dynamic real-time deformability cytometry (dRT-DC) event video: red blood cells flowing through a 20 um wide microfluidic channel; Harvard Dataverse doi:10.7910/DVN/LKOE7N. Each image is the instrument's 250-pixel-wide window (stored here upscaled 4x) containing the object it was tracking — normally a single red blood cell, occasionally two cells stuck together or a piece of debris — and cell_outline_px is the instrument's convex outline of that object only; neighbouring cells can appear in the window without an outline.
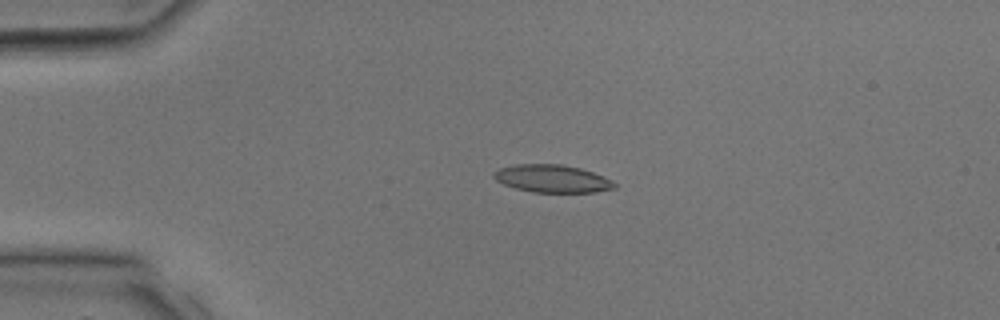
{"species": "common noctule bat (a hibernating species)", "species_latin": "Nyctalus noctula", "temperature_condition": "room temperature", "stored_images_in_passage": 32, "camera_frame_rate_fps": 3000, "um_per_image_px": 0.085, "animal": {"sex": "male", "body_mass_g": 17.9, "forearm_length_mm": 54.2}, "frame": {"image": 1, "passage_image": 7, "time_ms": 2.0, "image_size_px": [1000, 320], "cell_outline_px": [[616, 188], [596, 192], [532, 192], [516, 188], [504, 184], [496, 180], [492, 176], [492, 172], [500, 168], [512, 164], [560, 164], [580, 168], [604, 176], [612, 180], [616, 184]], "centroid_in_image_um": [46.93, 15.18], "position_along_channel_um": 38.1, "area_um2": 19.54}}
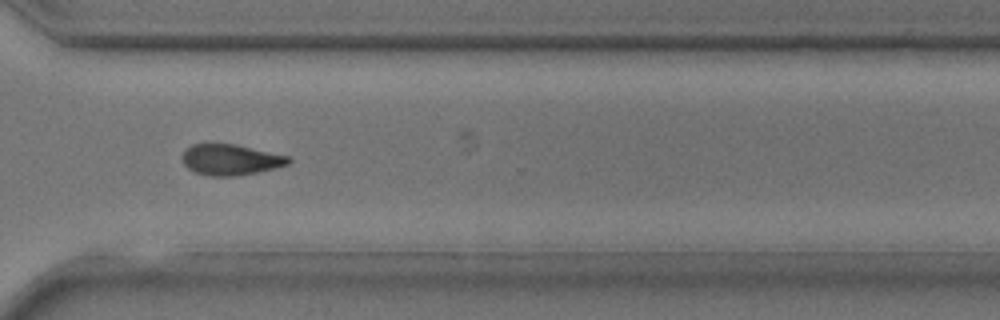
{"frame": {"image": 2, "passage_image": 24, "time_ms": 7.667, "image_size_px": [1000, 320], "cell_outline_px": [[292, 160], [288, 164], [256, 172], [236, 176], [208, 176], [196, 172], [188, 168], [184, 164], [180, 156], [192, 144], [236, 144], [288, 156]], "centroid_in_image_um": [19.57, 13.57], "position_along_channel_um": 351.0, "area_um2": 18.9}}
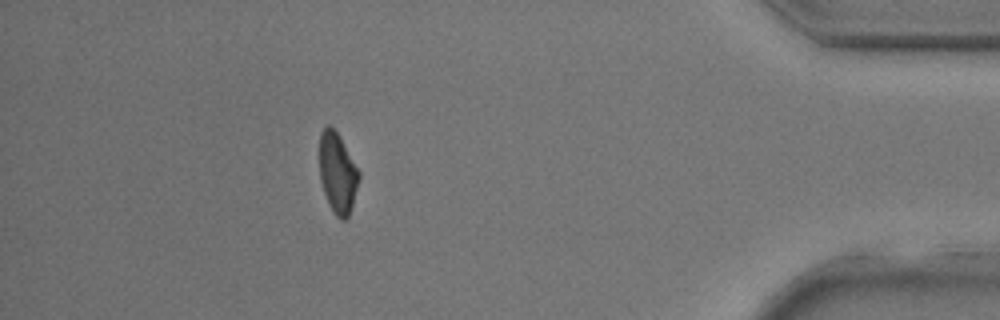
{"frame": {"image": 3, "passage_image": 29, "time_ms": 9.333, "image_size_px": [1000, 320], "cell_outline_px": [[360, 176], [352, 204], [348, 216], [344, 220], [340, 220], [332, 212], [328, 204], [320, 180], [320, 132], [328, 124], [336, 132], [360, 172]], "centroid_in_image_um": [28.68, 14.74], "position_along_channel_um": 406.5, "area_um2": 18.15}}